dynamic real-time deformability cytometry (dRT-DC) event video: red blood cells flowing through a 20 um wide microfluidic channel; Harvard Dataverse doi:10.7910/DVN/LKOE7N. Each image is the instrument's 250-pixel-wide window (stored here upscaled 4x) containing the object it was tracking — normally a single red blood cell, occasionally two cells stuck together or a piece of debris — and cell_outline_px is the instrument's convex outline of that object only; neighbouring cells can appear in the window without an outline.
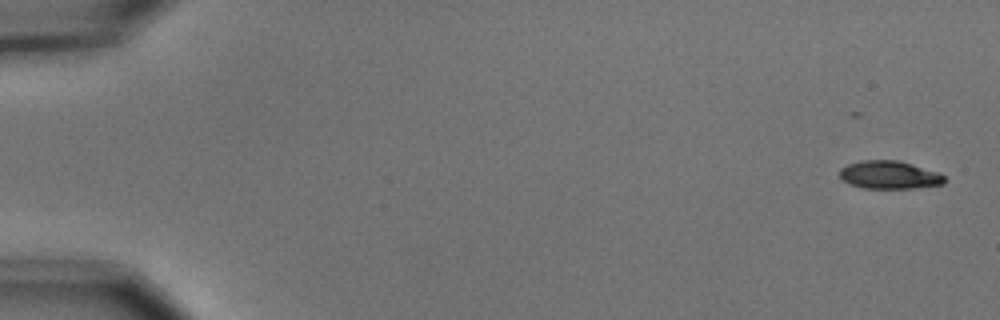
{"species": "common noctule bat (a hibernating species)", "species_latin": "Nyctalus noctula", "temperature_condition": "cold", "stored_images_in_passage": 11, "camera_frame_rate_fps": 3000, "um_per_image_px": 0.085, "animal": {"sex": "male", "body_mass_g": 15.6}, "frame": {"image": 1, "passage_image": 1, "time_ms": 0.0, "image_size_px": [1000, 320], "cell_outline_px": [[944, 184], [912, 188], [864, 188], [848, 184], [840, 180], [840, 168], [848, 164], [860, 160], [896, 160], [912, 164], [936, 172], [944, 176]], "centroid_in_image_um": [75.52, 14.87], "position_along_channel_um": 9.5, "area_um2": 17.05}}
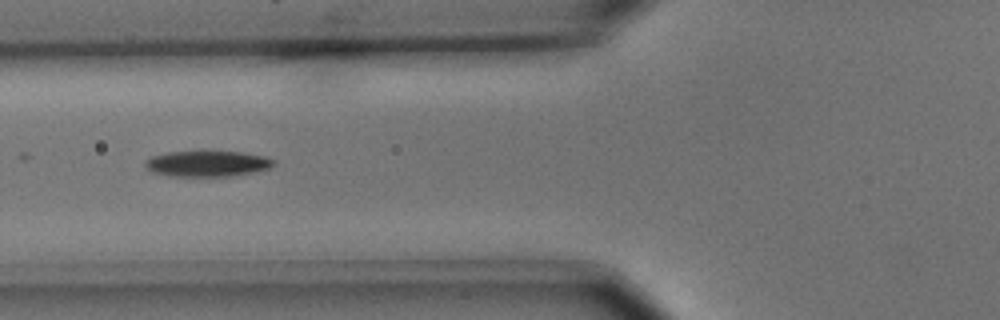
{"frame": {"image": 2, "passage_image": 6, "time_ms": 1.667, "image_size_px": [1000, 320], "cell_outline_px": [[276, 164], [268, 168], [252, 172], [232, 176], [168, 176], [152, 172], [144, 168], [144, 160], [152, 156], [168, 152], [240, 152], [264, 156], [272, 160]], "centroid_in_image_um": [17.55, 13.92], "position_along_channel_um": 108.3, "area_um2": 19.19}}
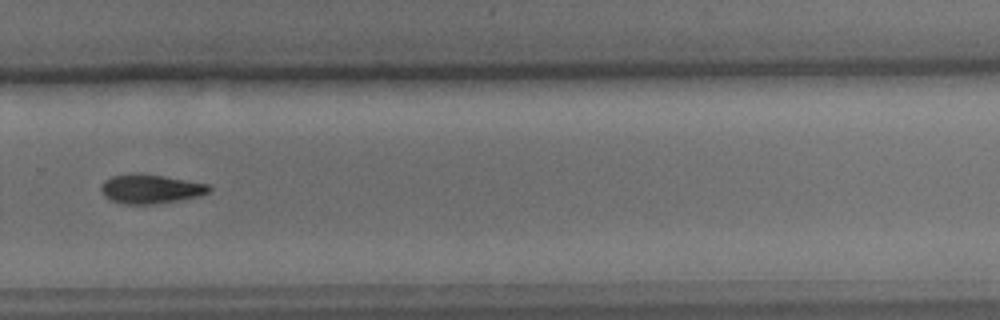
{"frame": {"image": 3, "passage_image": 11, "time_ms": 3.333, "image_size_px": [1000, 320], "cell_outline_px": [[212, 188], [208, 192], [200, 196], [180, 200], [156, 204], [124, 204], [112, 200], [104, 196], [100, 192], [100, 188], [104, 180], [112, 176], [132, 172], [140, 172], [164, 176], [208, 184]], "centroid_in_image_um": [12.77, 16.04], "position_along_channel_um": 317.0, "area_um2": 18.61}}